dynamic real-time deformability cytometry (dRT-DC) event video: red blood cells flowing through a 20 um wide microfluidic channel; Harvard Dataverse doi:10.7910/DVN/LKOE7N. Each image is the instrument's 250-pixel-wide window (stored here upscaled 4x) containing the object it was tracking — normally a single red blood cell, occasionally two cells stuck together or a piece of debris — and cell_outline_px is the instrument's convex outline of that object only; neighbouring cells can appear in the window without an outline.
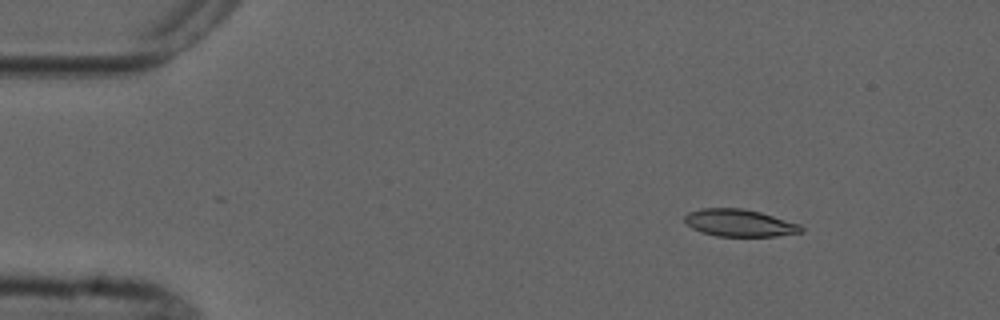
{"species": "common noctule bat (a hibernating species)", "species_latin": "Nyctalus noctula", "temperature_condition": "cold", "stored_images_in_passage": 3, "camera_frame_rate_fps": 3000, "um_per_image_px": 0.085, "animal": {"sex": "male", "forearm_length_mm": 52.5}, "frame": {"image": 1, "passage_image": 2, "time_ms": 1.333, "image_size_px": [1000, 320], "cell_outline_px": [[804, 232], [776, 236], [716, 236], [700, 232], [692, 228], [684, 220], [684, 216], [688, 212], [700, 208], [744, 208], [760, 212], [800, 224], [804, 228]], "centroid_in_image_um": [62.85, 18.95], "position_along_channel_um": 22.1, "area_um2": 18.61}}